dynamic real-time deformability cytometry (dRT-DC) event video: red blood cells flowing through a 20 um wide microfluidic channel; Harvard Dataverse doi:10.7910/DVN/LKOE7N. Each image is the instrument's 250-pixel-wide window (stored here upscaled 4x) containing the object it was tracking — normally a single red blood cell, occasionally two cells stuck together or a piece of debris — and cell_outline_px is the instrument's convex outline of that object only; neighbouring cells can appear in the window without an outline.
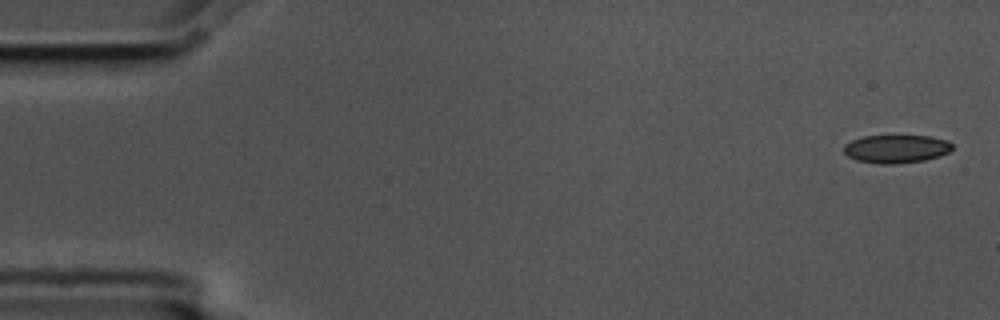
{"species": "common noctule bat (a hibernating species)", "species_latin": "Nyctalus noctula", "temperature_condition": "cold", "stored_images_in_passage": 6, "segment_of_instrument_passage": [1, 2], "camera_frame_rate_fps": 3000, "um_per_image_px": 0.085, "animal": {"sex": "male", "body_mass_g": 17.5, "forearm_length_mm": 52.3}, "frame": {"image": 1, "passage_image": 1, "time_ms": 0.0, "image_size_px": [1000, 320], "cell_outline_px": [[952, 148], [948, 152], [940, 156], [924, 160], [896, 164], [880, 164], [856, 160], [848, 156], [844, 152], [844, 144], [852, 140], [864, 136], [928, 136], [948, 140], [952, 144]], "centroid_in_image_um": [76.17, 12.66], "position_along_channel_um": 8.8, "area_um2": 17.8}}
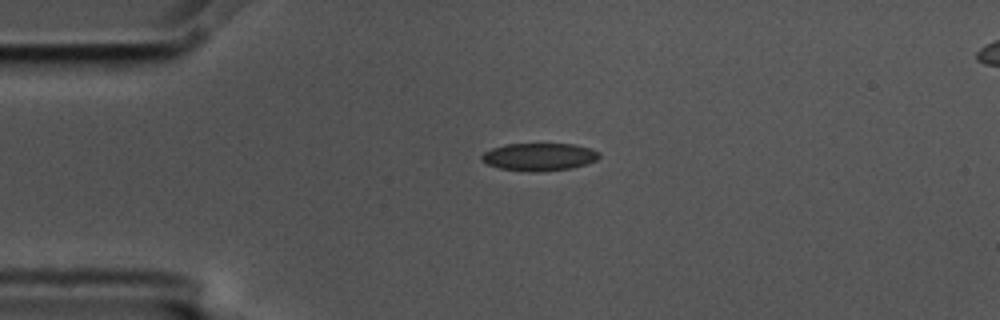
{"frame": {"image": 2, "passage_image": 4, "time_ms": 1.0, "image_size_px": [1000, 320], "cell_outline_px": [[600, 156], [596, 160], [572, 168], [540, 172], [528, 172], [500, 168], [488, 164], [480, 160], [480, 156], [484, 152], [492, 148], [504, 144], [572, 144], [588, 148], [600, 152]], "centroid_in_image_um": [45.79, 13.34], "position_along_channel_um": 39.2, "area_um2": 18.96}}